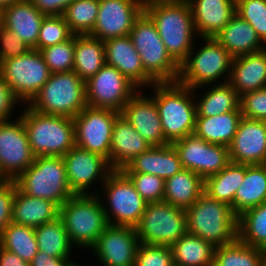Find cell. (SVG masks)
<instances>
[{"instance_id":"obj_1","label":"cell","mask_w":266,"mask_h":266,"mask_svg":"<svg viewBox=\"0 0 266 266\" xmlns=\"http://www.w3.org/2000/svg\"><path fill=\"white\" fill-rule=\"evenodd\" d=\"M152 87L165 140L173 144L193 134L197 116L194 95L198 88L191 89L178 82L155 83Z\"/></svg>"},{"instance_id":"obj_2","label":"cell","mask_w":266,"mask_h":266,"mask_svg":"<svg viewBox=\"0 0 266 266\" xmlns=\"http://www.w3.org/2000/svg\"><path fill=\"white\" fill-rule=\"evenodd\" d=\"M185 211L187 233L200 237L215 248L238 238V216L229 204L203 192Z\"/></svg>"},{"instance_id":"obj_3","label":"cell","mask_w":266,"mask_h":266,"mask_svg":"<svg viewBox=\"0 0 266 266\" xmlns=\"http://www.w3.org/2000/svg\"><path fill=\"white\" fill-rule=\"evenodd\" d=\"M169 55L180 65L195 43L196 31L189 4L155 3L144 5Z\"/></svg>"},{"instance_id":"obj_4","label":"cell","mask_w":266,"mask_h":266,"mask_svg":"<svg viewBox=\"0 0 266 266\" xmlns=\"http://www.w3.org/2000/svg\"><path fill=\"white\" fill-rule=\"evenodd\" d=\"M19 115L25 126L31 151L35 157H63L75 143L73 118L37 112L27 104Z\"/></svg>"},{"instance_id":"obj_5","label":"cell","mask_w":266,"mask_h":266,"mask_svg":"<svg viewBox=\"0 0 266 266\" xmlns=\"http://www.w3.org/2000/svg\"><path fill=\"white\" fill-rule=\"evenodd\" d=\"M201 39L204 40V43H201L204 45L198 47L196 52L194 44L187 58L180 64L177 80L181 85L191 89L199 88V90L203 89V86L206 89L213 83L228 82L233 60L230 53L215 38L204 37Z\"/></svg>"},{"instance_id":"obj_6","label":"cell","mask_w":266,"mask_h":266,"mask_svg":"<svg viewBox=\"0 0 266 266\" xmlns=\"http://www.w3.org/2000/svg\"><path fill=\"white\" fill-rule=\"evenodd\" d=\"M62 219L71 244L89 250L109 225L98 195H74L60 208ZM76 245V246H75Z\"/></svg>"},{"instance_id":"obj_7","label":"cell","mask_w":266,"mask_h":266,"mask_svg":"<svg viewBox=\"0 0 266 266\" xmlns=\"http://www.w3.org/2000/svg\"><path fill=\"white\" fill-rule=\"evenodd\" d=\"M14 182L21 192L54 202L59 208L74 196L67 180L63 157H35Z\"/></svg>"},{"instance_id":"obj_8","label":"cell","mask_w":266,"mask_h":266,"mask_svg":"<svg viewBox=\"0 0 266 266\" xmlns=\"http://www.w3.org/2000/svg\"><path fill=\"white\" fill-rule=\"evenodd\" d=\"M27 105L43 114L74 118L87 106L85 82L74 71L51 73Z\"/></svg>"},{"instance_id":"obj_9","label":"cell","mask_w":266,"mask_h":266,"mask_svg":"<svg viewBox=\"0 0 266 266\" xmlns=\"http://www.w3.org/2000/svg\"><path fill=\"white\" fill-rule=\"evenodd\" d=\"M145 72L156 82H177L180 65L169 55L152 19L143 11L129 33Z\"/></svg>"},{"instance_id":"obj_10","label":"cell","mask_w":266,"mask_h":266,"mask_svg":"<svg viewBox=\"0 0 266 266\" xmlns=\"http://www.w3.org/2000/svg\"><path fill=\"white\" fill-rule=\"evenodd\" d=\"M102 186V191L99 189L97 195L108 223L135 227L145 211L147 202L136 191L130 179L121 170H113Z\"/></svg>"},{"instance_id":"obj_11","label":"cell","mask_w":266,"mask_h":266,"mask_svg":"<svg viewBox=\"0 0 266 266\" xmlns=\"http://www.w3.org/2000/svg\"><path fill=\"white\" fill-rule=\"evenodd\" d=\"M134 228L141 243L171 247L187 233L186 211L165 201L148 203Z\"/></svg>"},{"instance_id":"obj_12","label":"cell","mask_w":266,"mask_h":266,"mask_svg":"<svg viewBox=\"0 0 266 266\" xmlns=\"http://www.w3.org/2000/svg\"><path fill=\"white\" fill-rule=\"evenodd\" d=\"M51 72L39 50L0 63V75L14 96L28 104L48 81Z\"/></svg>"},{"instance_id":"obj_13","label":"cell","mask_w":266,"mask_h":266,"mask_svg":"<svg viewBox=\"0 0 266 266\" xmlns=\"http://www.w3.org/2000/svg\"><path fill=\"white\" fill-rule=\"evenodd\" d=\"M138 90L119 70L105 64L85 82L86 104L120 113Z\"/></svg>"},{"instance_id":"obj_14","label":"cell","mask_w":266,"mask_h":266,"mask_svg":"<svg viewBox=\"0 0 266 266\" xmlns=\"http://www.w3.org/2000/svg\"><path fill=\"white\" fill-rule=\"evenodd\" d=\"M118 111L86 106L73 118L76 146L102 155L109 164L112 129Z\"/></svg>"},{"instance_id":"obj_15","label":"cell","mask_w":266,"mask_h":266,"mask_svg":"<svg viewBox=\"0 0 266 266\" xmlns=\"http://www.w3.org/2000/svg\"><path fill=\"white\" fill-rule=\"evenodd\" d=\"M0 122V176L14 181L34 161L22 118Z\"/></svg>"},{"instance_id":"obj_16","label":"cell","mask_w":266,"mask_h":266,"mask_svg":"<svg viewBox=\"0 0 266 266\" xmlns=\"http://www.w3.org/2000/svg\"><path fill=\"white\" fill-rule=\"evenodd\" d=\"M63 160L67 180L74 195H97V192L94 193L89 189L96 181L102 186L113 171L102 155L76 145L63 156Z\"/></svg>"},{"instance_id":"obj_17","label":"cell","mask_w":266,"mask_h":266,"mask_svg":"<svg viewBox=\"0 0 266 266\" xmlns=\"http://www.w3.org/2000/svg\"><path fill=\"white\" fill-rule=\"evenodd\" d=\"M172 145L178 152L183 169L195 172L204 180L230 163L227 146L211 144L194 133Z\"/></svg>"},{"instance_id":"obj_18","label":"cell","mask_w":266,"mask_h":266,"mask_svg":"<svg viewBox=\"0 0 266 266\" xmlns=\"http://www.w3.org/2000/svg\"><path fill=\"white\" fill-rule=\"evenodd\" d=\"M143 11L142 0H99L96 23L89 35L101 41L129 35Z\"/></svg>"},{"instance_id":"obj_19","label":"cell","mask_w":266,"mask_h":266,"mask_svg":"<svg viewBox=\"0 0 266 266\" xmlns=\"http://www.w3.org/2000/svg\"><path fill=\"white\" fill-rule=\"evenodd\" d=\"M140 244L134 227L108 225L90 249L104 266H135Z\"/></svg>"},{"instance_id":"obj_20","label":"cell","mask_w":266,"mask_h":266,"mask_svg":"<svg viewBox=\"0 0 266 266\" xmlns=\"http://www.w3.org/2000/svg\"><path fill=\"white\" fill-rule=\"evenodd\" d=\"M228 151L232 163L266 164V121L242 117Z\"/></svg>"},{"instance_id":"obj_21","label":"cell","mask_w":266,"mask_h":266,"mask_svg":"<svg viewBox=\"0 0 266 266\" xmlns=\"http://www.w3.org/2000/svg\"><path fill=\"white\" fill-rule=\"evenodd\" d=\"M141 91L139 89L131 97L120 114L151 146L169 144L164 137L154 97L149 94L146 96Z\"/></svg>"},{"instance_id":"obj_22","label":"cell","mask_w":266,"mask_h":266,"mask_svg":"<svg viewBox=\"0 0 266 266\" xmlns=\"http://www.w3.org/2000/svg\"><path fill=\"white\" fill-rule=\"evenodd\" d=\"M105 63L119 70L138 89L150 88L156 82L145 72L141 57L129 35L104 41Z\"/></svg>"},{"instance_id":"obj_23","label":"cell","mask_w":266,"mask_h":266,"mask_svg":"<svg viewBox=\"0 0 266 266\" xmlns=\"http://www.w3.org/2000/svg\"><path fill=\"white\" fill-rule=\"evenodd\" d=\"M183 169L177 150L172 144L151 146L148 150L134 157L123 173H144L156 175L166 180Z\"/></svg>"},{"instance_id":"obj_24","label":"cell","mask_w":266,"mask_h":266,"mask_svg":"<svg viewBox=\"0 0 266 266\" xmlns=\"http://www.w3.org/2000/svg\"><path fill=\"white\" fill-rule=\"evenodd\" d=\"M189 5L200 38H214L236 14L235 0H191Z\"/></svg>"},{"instance_id":"obj_25","label":"cell","mask_w":266,"mask_h":266,"mask_svg":"<svg viewBox=\"0 0 266 266\" xmlns=\"http://www.w3.org/2000/svg\"><path fill=\"white\" fill-rule=\"evenodd\" d=\"M150 147L151 145L120 114L112 129L109 165L113 170H121L134 157Z\"/></svg>"},{"instance_id":"obj_26","label":"cell","mask_w":266,"mask_h":266,"mask_svg":"<svg viewBox=\"0 0 266 266\" xmlns=\"http://www.w3.org/2000/svg\"><path fill=\"white\" fill-rule=\"evenodd\" d=\"M228 83L239 96L266 87V48L235 57Z\"/></svg>"},{"instance_id":"obj_27","label":"cell","mask_w":266,"mask_h":266,"mask_svg":"<svg viewBox=\"0 0 266 266\" xmlns=\"http://www.w3.org/2000/svg\"><path fill=\"white\" fill-rule=\"evenodd\" d=\"M45 16L30 0L16 2L3 9L4 28L19 36L31 49H35Z\"/></svg>"},{"instance_id":"obj_28","label":"cell","mask_w":266,"mask_h":266,"mask_svg":"<svg viewBox=\"0 0 266 266\" xmlns=\"http://www.w3.org/2000/svg\"><path fill=\"white\" fill-rule=\"evenodd\" d=\"M214 38L233 58L266 48L255 29L238 14H235Z\"/></svg>"},{"instance_id":"obj_29","label":"cell","mask_w":266,"mask_h":266,"mask_svg":"<svg viewBox=\"0 0 266 266\" xmlns=\"http://www.w3.org/2000/svg\"><path fill=\"white\" fill-rule=\"evenodd\" d=\"M59 216V207L49 200L29 196L16 189L12 222L36 228Z\"/></svg>"},{"instance_id":"obj_30","label":"cell","mask_w":266,"mask_h":266,"mask_svg":"<svg viewBox=\"0 0 266 266\" xmlns=\"http://www.w3.org/2000/svg\"><path fill=\"white\" fill-rule=\"evenodd\" d=\"M205 180L188 169H182L165 180L163 201L186 210L204 192Z\"/></svg>"},{"instance_id":"obj_31","label":"cell","mask_w":266,"mask_h":266,"mask_svg":"<svg viewBox=\"0 0 266 266\" xmlns=\"http://www.w3.org/2000/svg\"><path fill=\"white\" fill-rule=\"evenodd\" d=\"M241 109L209 117H196L194 134L211 144L229 146L235 136Z\"/></svg>"},{"instance_id":"obj_32","label":"cell","mask_w":266,"mask_h":266,"mask_svg":"<svg viewBox=\"0 0 266 266\" xmlns=\"http://www.w3.org/2000/svg\"><path fill=\"white\" fill-rule=\"evenodd\" d=\"M104 41L86 35H75L73 71L86 82L105 65Z\"/></svg>"},{"instance_id":"obj_33","label":"cell","mask_w":266,"mask_h":266,"mask_svg":"<svg viewBox=\"0 0 266 266\" xmlns=\"http://www.w3.org/2000/svg\"><path fill=\"white\" fill-rule=\"evenodd\" d=\"M266 202V164L247 165L242 185L234 197V213L242 212Z\"/></svg>"},{"instance_id":"obj_34","label":"cell","mask_w":266,"mask_h":266,"mask_svg":"<svg viewBox=\"0 0 266 266\" xmlns=\"http://www.w3.org/2000/svg\"><path fill=\"white\" fill-rule=\"evenodd\" d=\"M207 88L208 91L205 90L203 96L195 99L196 117L216 116L240 108V96L228 82Z\"/></svg>"},{"instance_id":"obj_35","label":"cell","mask_w":266,"mask_h":266,"mask_svg":"<svg viewBox=\"0 0 266 266\" xmlns=\"http://www.w3.org/2000/svg\"><path fill=\"white\" fill-rule=\"evenodd\" d=\"M246 164L230 162L219 173L205 179L204 192L211 198L229 204L234 212V197L242 185Z\"/></svg>"},{"instance_id":"obj_36","label":"cell","mask_w":266,"mask_h":266,"mask_svg":"<svg viewBox=\"0 0 266 266\" xmlns=\"http://www.w3.org/2000/svg\"><path fill=\"white\" fill-rule=\"evenodd\" d=\"M170 248L174 266H213L215 247L200 237L186 233Z\"/></svg>"},{"instance_id":"obj_37","label":"cell","mask_w":266,"mask_h":266,"mask_svg":"<svg viewBox=\"0 0 266 266\" xmlns=\"http://www.w3.org/2000/svg\"><path fill=\"white\" fill-rule=\"evenodd\" d=\"M34 230L39 251L54 258H72L71 251L74 246L71 244L63 221L59 216L53 221L34 228Z\"/></svg>"},{"instance_id":"obj_38","label":"cell","mask_w":266,"mask_h":266,"mask_svg":"<svg viewBox=\"0 0 266 266\" xmlns=\"http://www.w3.org/2000/svg\"><path fill=\"white\" fill-rule=\"evenodd\" d=\"M265 263L266 251L247 245L238 238L214 250L213 266H264Z\"/></svg>"},{"instance_id":"obj_39","label":"cell","mask_w":266,"mask_h":266,"mask_svg":"<svg viewBox=\"0 0 266 266\" xmlns=\"http://www.w3.org/2000/svg\"><path fill=\"white\" fill-rule=\"evenodd\" d=\"M238 239L266 251V202L238 216Z\"/></svg>"},{"instance_id":"obj_40","label":"cell","mask_w":266,"mask_h":266,"mask_svg":"<svg viewBox=\"0 0 266 266\" xmlns=\"http://www.w3.org/2000/svg\"><path fill=\"white\" fill-rule=\"evenodd\" d=\"M0 246L29 263L39 251L34 228L13 222L4 230Z\"/></svg>"},{"instance_id":"obj_41","label":"cell","mask_w":266,"mask_h":266,"mask_svg":"<svg viewBox=\"0 0 266 266\" xmlns=\"http://www.w3.org/2000/svg\"><path fill=\"white\" fill-rule=\"evenodd\" d=\"M99 0H73L63 17L74 35L90 34L96 23Z\"/></svg>"},{"instance_id":"obj_42","label":"cell","mask_w":266,"mask_h":266,"mask_svg":"<svg viewBox=\"0 0 266 266\" xmlns=\"http://www.w3.org/2000/svg\"><path fill=\"white\" fill-rule=\"evenodd\" d=\"M40 52L51 73L73 71L75 35L65 42L45 47Z\"/></svg>"},{"instance_id":"obj_43","label":"cell","mask_w":266,"mask_h":266,"mask_svg":"<svg viewBox=\"0 0 266 266\" xmlns=\"http://www.w3.org/2000/svg\"><path fill=\"white\" fill-rule=\"evenodd\" d=\"M74 34L63 15L45 16L40 27L36 50L59 44L70 39Z\"/></svg>"},{"instance_id":"obj_44","label":"cell","mask_w":266,"mask_h":266,"mask_svg":"<svg viewBox=\"0 0 266 266\" xmlns=\"http://www.w3.org/2000/svg\"><path fill=\"white\" fill-rule=\"evenodd\" d=\"M236 14L248 22L266 45V0H235Z\"/></svg>"},{"instance_id":"obj_45","label":"cell","mask_w":266,"mask_h":266,"mask_svg":"<svg viewBox=\"0 0 266 266\" xmlns=\"http://www.w3.org/2000/svg\"><path fill=\"white\" fill-rule=\"evenodd\" d=\"M134 184L136 191L148 203L161 202L164 198L165 180L156 175L124 173Z\"/></svg>"},{"instance_id":"obj_46","label":"cell","mask_w":266,"mask_h":266,"mask_svg":"<svg viewBox=\"0 0 266 266\" xmlns=\"http://www.w3.org/2000/svg\"><path fill=\"white\" fill-rule=\"evenodd\" d=\"M135 266H174L172 250L168 246L139 244Z\"/></svg>"},{"instance_id":"obj_47","label":"cell","mask_w":266,"mask_h":266,"mask_svg":"<svg viewBox=\"0 0 266 266\" xmlns=\"http://www.w3.org/2000/svg\"><path fill=\"white\" fill-rule=\"evenodd\" d=\"M242 117L266 121V87L240 96Z\"/></svg>"},{"instance_id":"obj_48","label":"cell","mask_w":266,"mask_h":266,"mask_svg":"<svg viewBox=\"0 0 266 266\" xmlns=\"http://www.w3.org/2000/svg\"><path fill=\"white\" fill-rule=\"evenodd\" d=\"M31 48L15 33L3 27L0 31V63L26 54Z\"/></svg>"},{"instance_id":"obj_49","label":"cell","mask_w":266,"mask_h":266,"mask_svg":"<svg viewBox=\"0 0 266 266\" xmlns=\"http://www.w3.org/2000/svg\"><path fill=\"white\" fill-rule=\"evenodd\" d=\"M17 185L14 181H5L0 186V239L4 230L12 222L13 201Z\"/></svg>"},{"instance_id":"obj_50","label":"cell","mask_w":266,"mask_h":266,"mask_svg":"<svg viewBox=\"0 0 266 266\" xmlns=\"http://www.w3.org/2000/svg\"><path fill=\"white\" fill-rule=\"evenodd\" d=\"M19 102L0 75V122L12 119L11 115L14 114L16 104L21 105Z\"/></svg>"},{"instance_id":"obj_51","label":"cell","mask_w":266,"mask_h":266,"mask_svg":"<svg viewBox=\"0 0 266 266\" xmlns=\"http://www.w3.org/2000/svg\"><path fill=\"white\" fill-rule=\"evenodd\" d=\"M44 15H63L73 0H30Z\"/></svg>"},{"instance_id":"obj_52","label":"cell","mask_w":266,"mask_h":266,"mask_svg":"<svg viewBox=\"0 0 266 266\" xmlns=\"http://www.w3.org/2000/svg\"><path fill=\"white\" fill-rule=\"evenodd\" d=\"M73 258H54L47 253L38 251L30 262V266H75Z\"/></svg>"},{"instance_id":"obj_53","label":"cell","mask_w":266,"mask_h":266,"mask_svg":"<svg viewBox=\"0 0 266 266\" xmlns=\"http://www.w3.org/2000/svg\"><path fill=\"white\" fill-rule=\"evenodd\" d=\"M0 266H30V263L0 246Z\"/></svg>"},{"instance_id":"obj_54","label":"cell","mask_w":266,"mask_h":266,"mask_svg":"<svg viewBox=\"0 0 266 266\" xmlns=\"http://www.w3.org/2000/svg\"><path fill=\"white\" fill-rule=\"evenodd\" d=\"M191 0H142L143 5L155 4V3H182L189 4Z\"/></svg>"},{"instance_id":"obj_55","label":"cell","mask_w":266,"mask_h":266,"mask_svg":"<svg viewBox=\"0 0 266 266\" xmlns=\"http://www.w3.org/2000/svg\"><path fill=\"white\" fill-rule=\"evenodd\" d=\"M23 0H0V8L1 9H5L11 5H13L16 2H20Z\"/></svg>"},{"instance_id":"obj_56","label":"cell","mask_w":266,"mask_h":266,"mask_svg":"<svg viewBox=\"0 0 266 266\" xmlns=\"http://www.w3.org/2000/svg\"><path fill=\"white\" fill-rule=\"evenodd\" d=\"M4 19H3V9L0 8V31L3 29L4 27Z\"/></svg>"},{"instance_id":"obj_57","label":"cell","mask_w":266,"mask_h":266,"mask_svg":"<svg viewBox=\"0 0 266 266\" xmlns=\"http://www.w3.org/2000/svg\"><path fill=\"white\" fill-rule=\"evenodd\" d=\"M6 180L4 178H0V186L5 182Z\"/></svg>"}]
</instances>
